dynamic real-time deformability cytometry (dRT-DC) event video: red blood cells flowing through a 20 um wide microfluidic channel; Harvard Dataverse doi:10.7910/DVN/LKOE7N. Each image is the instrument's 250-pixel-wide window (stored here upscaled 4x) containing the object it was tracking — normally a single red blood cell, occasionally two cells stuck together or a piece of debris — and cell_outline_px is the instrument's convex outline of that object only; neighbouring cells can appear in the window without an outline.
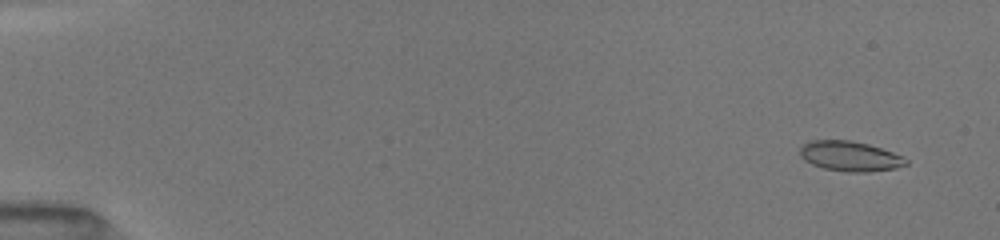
{"species": "common noctule bat (a hibernating species)", "species_latin": "Nyctalus noctula", "temperature_condition": "room temperature", "stored_images_in_passage": 52, "camera_frame_rate_fps": 3000, "um_per_image_px": 0.085, "animal": {"sex": "female", "body_mass_g": 19.5, "forearm_length_mm": 54.1}, "frame": {"image": 1, "passage_image": 4, "time_ms": 1.0, "image_size_px": [1000, 240], "cell_outline_px": [[908, 164], [896, 168], [868, 172], [848, 172], [824, 168], [812, 164], [804, 160], [800, 156], [800, 148], [804, 144], [812, 140], [848, 140], [868, 144], [892, 152], [908, 160]], "centroid_in_image_um": [72.24, 13.28], "position_along_channel_um": 12.8, "area_um2": 18.38}}
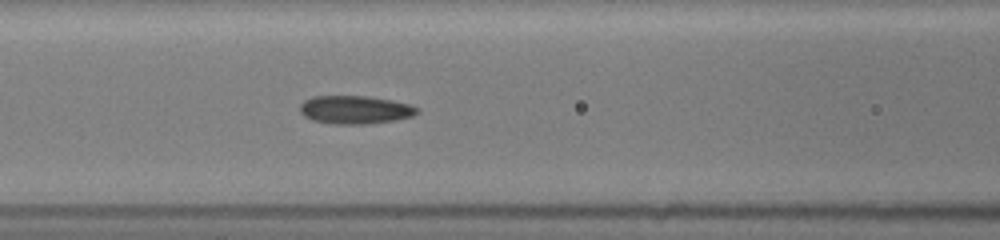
{"frame": {"image": 2, "passage_image": 24, "time_ms": 7.667, "image_size_px": [1000, 240], "cell_outline_px": [[420, 112], [412, 116], [396, 120], [368, 124], [332, 124], [312, 120], [304, 116], [300, 112], [300, 104], [304, 100], [312, 96], [368, 96], [392, 100], [412, 104], [420, 108]], "centroid_in_image_um": [30.21, 9.33], "position_along_channel_um": 136.4, "area_um2": 19.59}}
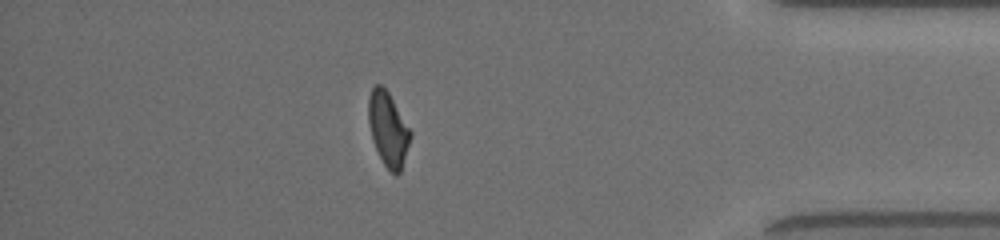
{"frame": {"image": 3, "passage_image": 46, "time_ms": 15.0, "image_size_px": [1000, 240], "cell_outline_px": [[412, 136], [400, 172], [396, 176], [384, 164], [372, 140], [368, 120], [368, 96], [372, 88], [376, 84], [380, 84], [388, 92], [412, 132]], "centroid_in_image_um": [32.98, 10.96], "position_along_channel_um": 402.2, "area_um2": 17.98}, "authors_computed_cell_mechanics": {"area_um2": 18.496, "velocity_mm_per_s": 4.0551, "shape_relaxation_time_tau1_ms": 7.3365, "shape_relaxation_time_tau2_ms": 1.7806, "deformation_change_tau1": 0.2167, "deformation_change_tau2": 0.0935}}